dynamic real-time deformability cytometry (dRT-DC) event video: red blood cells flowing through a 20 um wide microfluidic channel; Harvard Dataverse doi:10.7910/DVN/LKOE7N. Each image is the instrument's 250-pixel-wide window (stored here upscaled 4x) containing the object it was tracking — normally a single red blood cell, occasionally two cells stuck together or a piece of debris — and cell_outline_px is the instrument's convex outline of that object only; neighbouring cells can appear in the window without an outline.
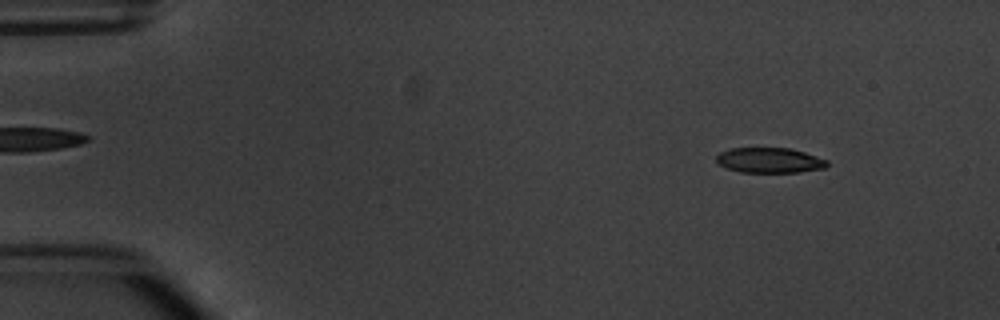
{"species": "common noctule bat (a hibernating species)", "species_latin": "Nyctalus noctula", "temperature_condition": "warm", "stored_images_in_passage": 4, "camera_frame_rate_fps": 3000, "um_per_image_px": 0.085, "animal": {"sex": "male", "body_mass_g": 20.1, "forearm_length_mm": 53.5}, "frame": {"image": 1, "passage_image": 1, "time_ms": 0.0, "image_size_px": [1000, 320], "cell_outline_px": [[828, 164], [824, 168], [800, 172], [740, 172], [728, 168], [720, 164], [716, 160], [716, 156], [720, 152], [728, 148], [792, 148], [828, 160]], "centroid_in_image_um": [65.42, 13.62], "position_along_channel_um": 19.6, "area_um2": 16.24}}